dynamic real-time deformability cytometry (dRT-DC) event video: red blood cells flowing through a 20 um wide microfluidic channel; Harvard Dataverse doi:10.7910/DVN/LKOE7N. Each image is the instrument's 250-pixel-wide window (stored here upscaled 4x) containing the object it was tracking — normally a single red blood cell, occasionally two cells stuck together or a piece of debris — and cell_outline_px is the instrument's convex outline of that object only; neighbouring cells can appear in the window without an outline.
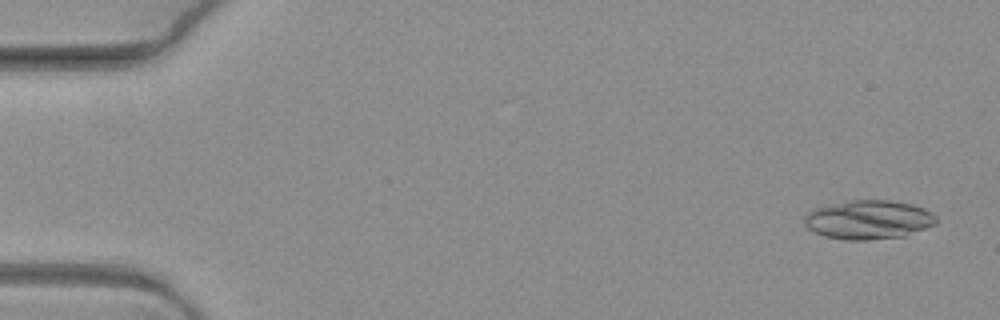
{"species": "common noctule bat (a hibernating species)", "species_latin": "Nyctalus noctula", "temperature_condition": "warm", "stored_images_in_passage": 4, "camera_frame_rate_fps": 3000, "um_per_image_px": 0.085, "animal": {"sex": "female", "body_mass_g": 19.3, "forearm_length_mm": 54.1}, "frame": {"image": 1, "passage_image": 1, "time_ms": 0.0, "image_size_px": [1000, 320], "cell_outline_px": [[936, 224], [904, 236], [868, 240], [844, 240], [824, 236], [808, 228], [804, 224], [804, 216], [812, 208], [828, 204], [848, 200], [888, 200], [912, 204], [924, 208], [932, 212], [936, 216]], "centroid_in_image_um": [73.8, 18.67], "position_along_channel_um": 11.2, "area_um2": 30.17}}